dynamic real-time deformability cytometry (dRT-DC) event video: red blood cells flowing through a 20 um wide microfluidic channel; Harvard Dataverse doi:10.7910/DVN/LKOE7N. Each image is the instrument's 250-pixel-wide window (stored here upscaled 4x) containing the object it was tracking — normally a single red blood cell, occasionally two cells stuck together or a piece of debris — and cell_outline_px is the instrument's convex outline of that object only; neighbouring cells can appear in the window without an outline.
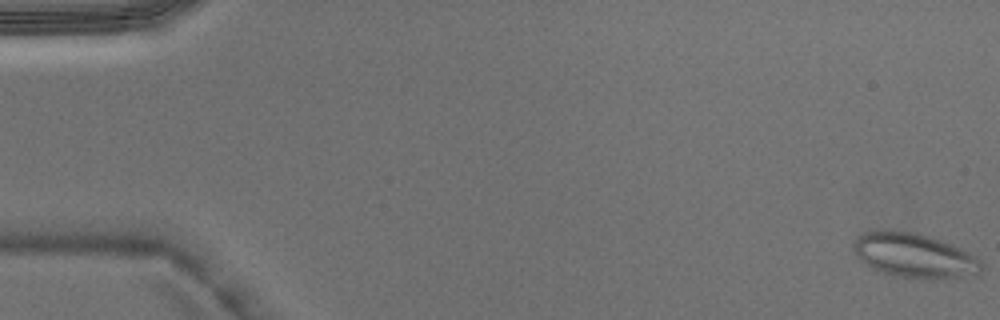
{"species": "Egyptian fruit bat (a non-hibernating species)", "species_latin": "Rousettus aegyptiacus", "temperature_condition": "warm", "stored_images_in_passage": 4, "camera_frame_rate_fps": 3000, "um_per_image_px": 0.085, "animal": {"sex": "male"}, "frame": {"image": 1, "passage_image": 1, "time_ms": 0.0, "image_size_px": [1000, 320], "cell_outline_px": [[984, 268], [976, 276], [924, 280], [900, 276], [884, 272], [872, 268], [860, 260], [856, 256], [852, 248], [856, 236], [864, 232], [880, 228], [884, 228], [912, 232], [928, 236], [952, 244], [976, 256], [984, 264]], "centroid_in_image_um": [77.73, 21.71], "position_along_channel_um": 7.3, "area_um2": 33.81}}